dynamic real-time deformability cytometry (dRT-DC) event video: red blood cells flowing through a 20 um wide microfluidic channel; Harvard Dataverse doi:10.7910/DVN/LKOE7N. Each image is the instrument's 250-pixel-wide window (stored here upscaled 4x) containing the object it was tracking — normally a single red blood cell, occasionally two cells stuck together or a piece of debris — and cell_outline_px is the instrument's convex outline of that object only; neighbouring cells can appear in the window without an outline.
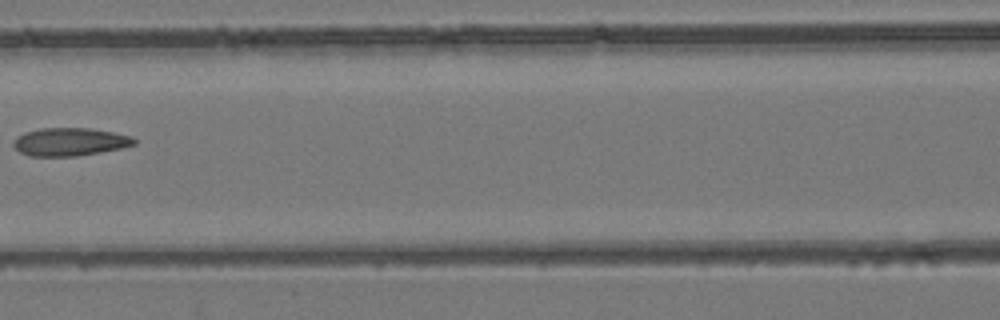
{"species": "common noctule bat (a hibernating species)", "species_latin": "Nyctalus noctula", "temperature_condition": "room temperature", "stored_images_in_passage": 5, "camera_frame_rate_fps": 3000, "um_per_image_px": 0.085, "animal": {"sex": "female", "body_mass_g": 24.6, "forearm_length_mm": 56.2}, "frame": {"image": 1, "passage_image": 4, "time_ms": 3.667, "image_size_px": [1000, 320], "cell_outline_px": [[136, 144], [120, 148], [100, 152], [76, 156], [28, 156], [20, 152], [12, 144], [24, 132], [40, 128], [88, 128], [112, 132], [132, 136], [136, 140]], "centroid_in_image_um": [5.95, 12.05], "position_along_channel_um": 160.7, "area_um2": 19.54}}
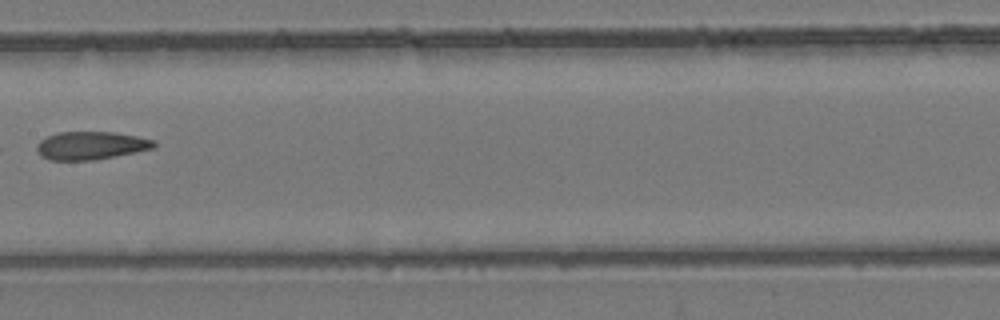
{"frame": {"image": 2, "passage_image": 5, "time_ms": 4.667, "image_size_px": [1000, 320], "cell_outline_px": [[156, 148], [96, 160], [52, 160], [40, 156], [36, 148], [36, 144], [40, 140], [56, 132], [112, 132], [136, 136], [156, 140]], "centroid_in_image_um": [7.73, 12.37], "position_along_channel_um": 199.7, "area_um2": 19.31}}